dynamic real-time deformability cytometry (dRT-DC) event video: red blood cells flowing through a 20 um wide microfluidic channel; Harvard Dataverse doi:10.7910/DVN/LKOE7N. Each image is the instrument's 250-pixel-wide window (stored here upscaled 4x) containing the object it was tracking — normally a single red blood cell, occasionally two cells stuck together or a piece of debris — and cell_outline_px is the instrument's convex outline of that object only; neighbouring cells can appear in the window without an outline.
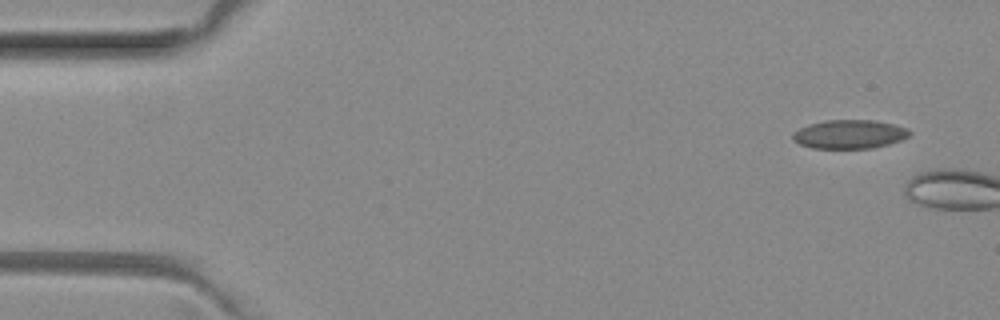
{"species": "common noctule bat (a hibernating species)", "species_latin": "Nyctalus noctula", "temperature_condition": "room temperature", "stored_images_in_passage": 2, "camera_frame_rate_fps": 3000, "um_per_image_px": 0.085, "animal": {"sex": "female", "body_mass_g": 29.2, "forearm_length_mm": 56.3}, "frame": {"image": 1, "passage_image": 1, "time_ms": 0.0, "image_size_px": [1000, 320], "cell_outline_px": [[912, 132], [908, 136], [900, 140], [888, 144], [872, 148], [812, 148], [800, 144], [792, 140], [792, 132], [808, 124], [824, 120], [876, 120], [908, 128]], "centroid_in_image_um": [72.18, 11.4], "position_along_channel_um": 12.8, "area_um2": 19.65}}